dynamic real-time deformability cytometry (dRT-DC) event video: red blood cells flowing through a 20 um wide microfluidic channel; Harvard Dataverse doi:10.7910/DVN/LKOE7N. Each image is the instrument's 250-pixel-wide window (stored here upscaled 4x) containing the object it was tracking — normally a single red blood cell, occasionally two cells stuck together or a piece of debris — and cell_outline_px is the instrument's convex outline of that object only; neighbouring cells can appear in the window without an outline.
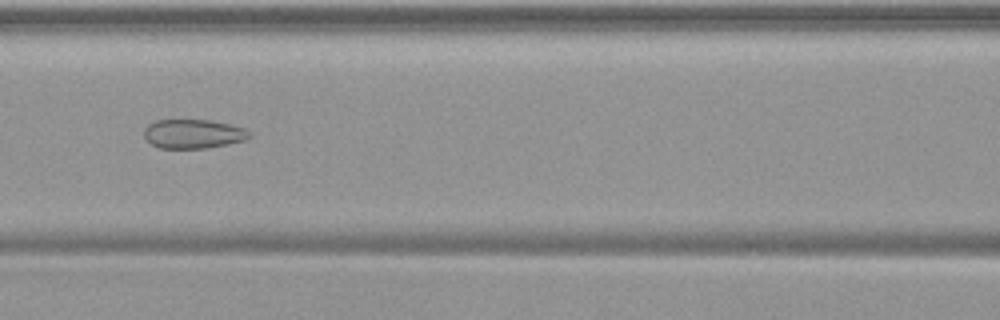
{"species": "common noctule bat (a hibernating species)", "species_latin": "Nyctalus noctula", "temperature_condition": "warm", "stored_images_in_passage": 55, "camera_frame_rate_fps": 3000, "um_per_image_px": 0.085, "animal": {"sex": "female", "body_mass_g": 19.9}, "frame": {"image": 1, "passage_image": 25, "time_ms": 8.0, "image_size_px": [1000, 320], "cell_outline_px": [[252, 136], [244, 140], [228, 144], [208, 148], [160, 148], [152, 144], [144, 136], [144, 128], [148, 124], [156, 120], [208, 120], [228, 124], [244, 128], [252, 132]], "centroid_in_image_um": [16.44, 11.38], "position_along_channel_um": 150.2, "area_um2": 17.86}}
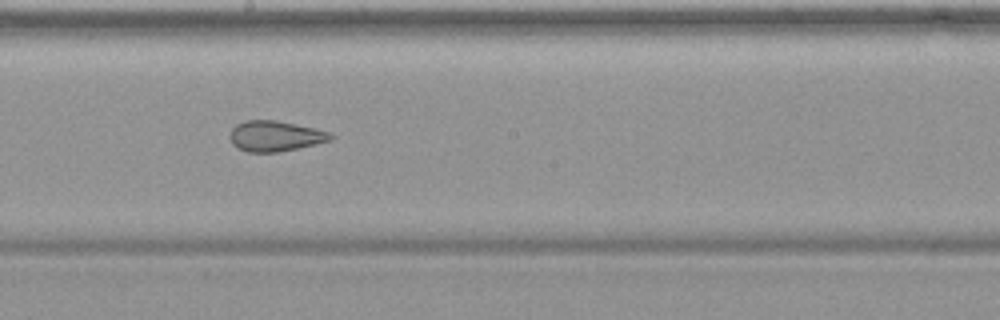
{"frame": {"image": 2, "passage_image": 31, "time_ms": 10.0, "image_size_px": [1000, 320], "cell_outline_px": [[336, 136], [332, 140], [316, 144], [276, 152], [248, 152], [236, 148], [232, 144], [228, 136], [232, 128], [236, 124], [244, 120], [276, 120], [316, 128], [328, 132]], "centroid_in_image_um": [23.37, 11.56], "position_along_channel_um": 224.8, "area_um2": 18.09}}
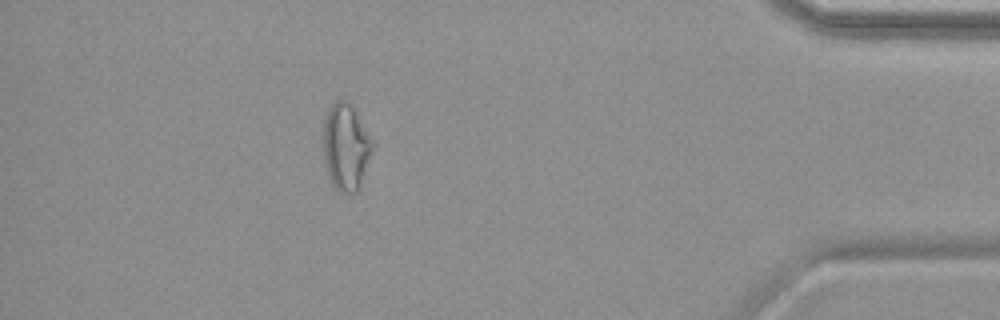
{"frame": {"image": 3, "passage_image": 49, "time_ms": 16.0, "image_size_px": [1000, 320], "cell_outline_px": [[376, 144], [356, 192], [340, 192], [332, 184], [324, 160], [320, 144], [320, 140], [324, 116], [328, 108], [336, 100], [348, 100], [352, 104], [372, 136]], "centroid_in_image_um": [29.37, 12.39], "position_along_channel_um": 405.8, "area_um2": 25.72}, "authors_computed_cell_mechanics": {"area_um2": 24.3338, "velocity_mm_per_s": 3.753, "shape_relaxation_time_tau1_ms": null, "shape_relaxation_time_tau2_ms": 1.4926, "deformation_change_tau1": null, "deformation_change_tau2": 0.0919}}